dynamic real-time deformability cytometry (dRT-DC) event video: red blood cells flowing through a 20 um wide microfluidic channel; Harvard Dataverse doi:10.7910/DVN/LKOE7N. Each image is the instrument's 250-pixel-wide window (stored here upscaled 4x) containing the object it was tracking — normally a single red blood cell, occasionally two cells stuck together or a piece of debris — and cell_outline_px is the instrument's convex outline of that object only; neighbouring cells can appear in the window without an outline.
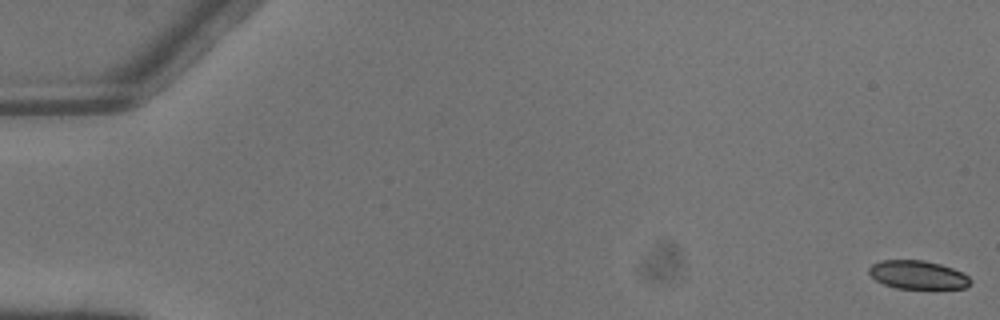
{"species": "common noctule bat (a hibernating species)", "species_latin": "Nyctalus noctula", "temperature_condition": "warm", "stored_images_in_passage": 5, "camera_frame_rate_fps": 3000, "um_per_image_px": 0.085, "animal": {"sex": "male", "body_mass_g": 13.3}, "frame": {"image": 1, "passage_image": 1, "time_ms": 0.0, "image_size_px": [1000, 320], "cell_outline_px": [[972, 284], [964, 288], [896, 288], [884, 284], [876, 280], [868, 272], [868, 268], [872, 264], [880, 260], [924, 260], [940, 264], [964, 272], [972, 280]], "centroid_in_image_um": [78.03, 23.35], "position_along_channel_um": 7.0, "area_um2": 16.88}}
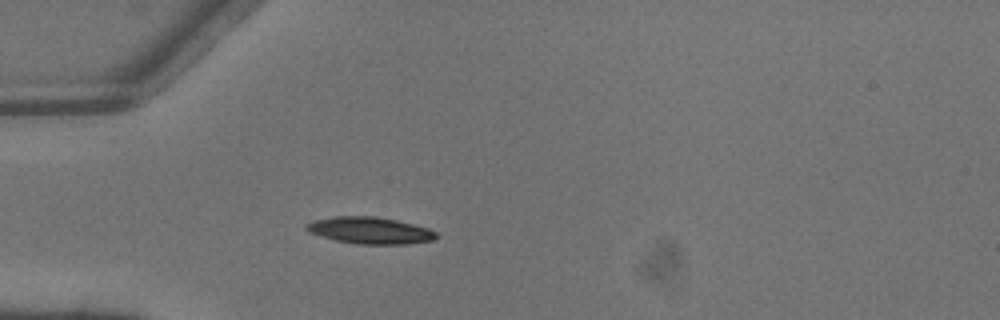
{"frame": {"image": 2, "passage_image": 5, "time_ms": 1.333, "image_size_px": [1000, 320], "cell_outline_px": [[436, 240], [404, 244], [360, 244], [336, 240], [320, 236], [308, 232], [304, 228], [304, 224], [312, 220], [336, 216], [376, 216], [396, 220], [428, 228], [436, 232]], "centroid_in_image_um": [31.4, 19.58], "position_along_channel_um": 53.6, "area_um2": 20.29}}